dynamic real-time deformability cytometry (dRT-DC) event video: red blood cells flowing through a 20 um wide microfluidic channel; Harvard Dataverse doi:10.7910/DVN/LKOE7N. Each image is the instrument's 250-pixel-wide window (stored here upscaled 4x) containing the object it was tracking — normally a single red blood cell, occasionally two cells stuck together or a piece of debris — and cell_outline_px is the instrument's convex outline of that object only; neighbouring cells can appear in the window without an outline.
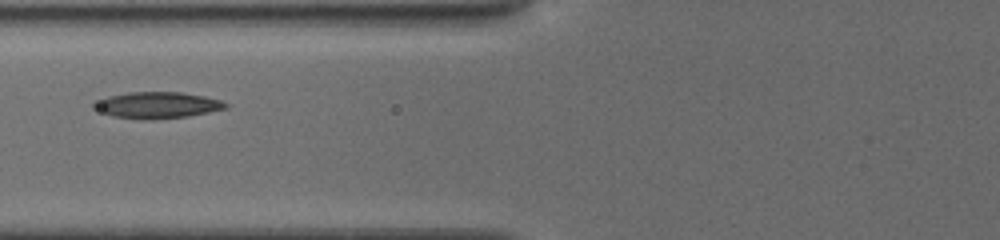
{"species": "common noctule bat (a hibernating species)", "species_latin": "Nyctalus noctula", "temperature_condition": "cold", "stored_images_in_passage": 16, "camera_frame_rate_fps": 3000, "um_per_image_px": 0.085, "animal": {"sex": "female", "body_mass_g": 19.5, "forearm_length_mm": 54.1}, "frame": {"image": 1, "passage_image": 7, "time_ms": 2.333, "image_size_px": [1000, 240], "cell_outline_px": [[228, 108], [188, 116], [144, 120], [112, 116], [92, 108], [92, 104], [108, 96], [128, 92], [180, 92], [204, 96], [220, 100], [228, 104]], "centroid_in_image_um": [13.36, 8.94], "position_along_channel_um": 112.4, "area_um2": 20.11}}
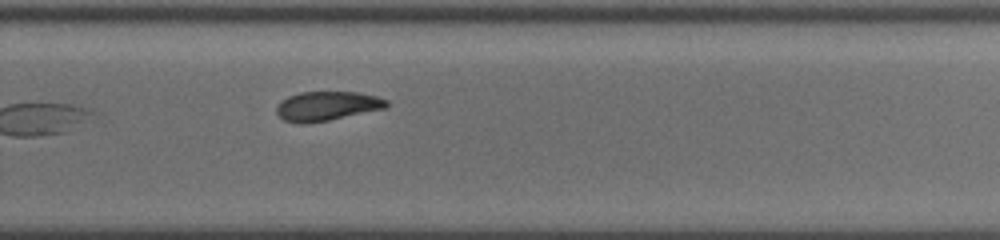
{"frame": {"image": 2, "passage_image": 16, "time_ms": 7.333, "image_size_px": [1000, 240], "cell_outline_px": [[388, 108], [328, 120], [304, 124], [296, 124], [284, 120], [276, 112], [276, 108], [288, 96], [300, 92], [356, 92], [376, 96], [388, 100]], "centroid_in_image_um": [27.82, 9.02], "position_along_channel_um": 302.0, "area_um2": 18.73}}